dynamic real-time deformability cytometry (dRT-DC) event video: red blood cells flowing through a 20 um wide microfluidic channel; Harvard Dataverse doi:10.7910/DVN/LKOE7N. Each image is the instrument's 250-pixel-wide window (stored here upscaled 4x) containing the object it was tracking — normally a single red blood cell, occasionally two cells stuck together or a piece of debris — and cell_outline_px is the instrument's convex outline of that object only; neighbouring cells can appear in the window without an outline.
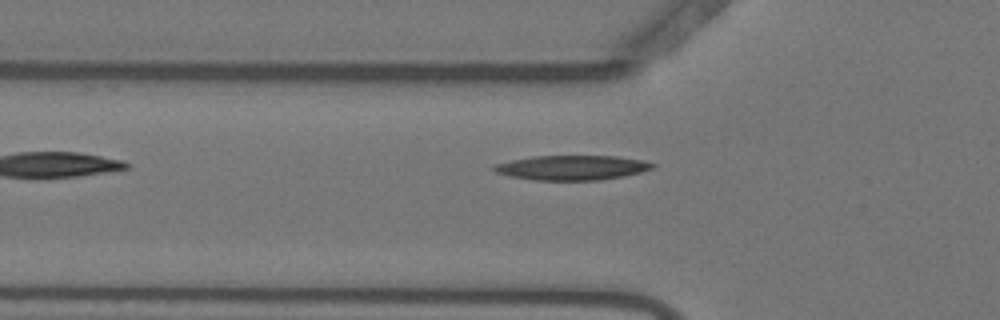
{"species": "Egyptian fruit bat (a non-hibernating species)", "species_latin": "Rousettus aegyptiacus", "temperature_condition": "warm", "stored_images_in_passage": 33, "camera_frame_rate_fps": 3000, "um_per_image_px": 0.085, "animal": {"sex": "female"}, "frame": {"image": 1, "passage_image": 2, "time_ms": 0.333, "image_size_px": [1000, 320], "cell_outline_px": [[656, 164], [652, 168], [640, 172], [600, 180], [532, 180], [508, 176], [496, 172], [492, 168], [496, 164], [512, 160], [532, 156], [616, 156], [644, 160]], "centroid_in_image_um": [48.6, 14.25], "position_along_channel_um": 77.2, "area_um2": 22.66}}
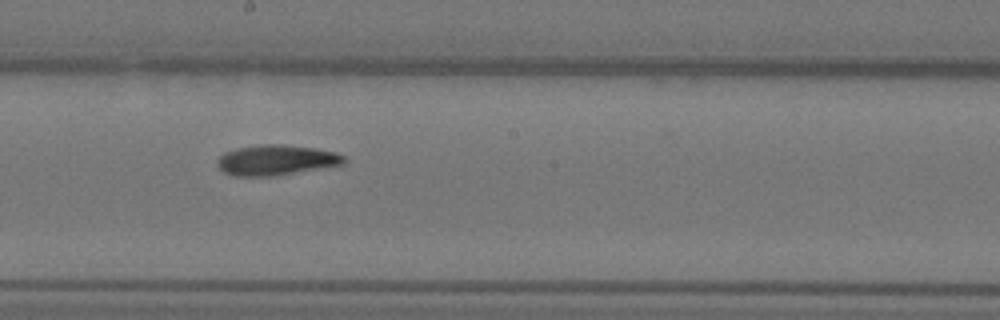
{"frame": {"image": 2, "passage_image": 14, "time_ms": 4.333, "image_size_px": [1000, 320], "cell_outline_px": [[348, 160], [344, 164], [276, 176], [236, 176], [224, 172], [216, 164], [216, 160], [224, 152], [236, 148], [260, 144], [284, 144], [316, 148], [336, 152], [344, 156]], "centroid_in_image_um": [23.49, 13.6], "position_along_channel_um": 224.7, "area_um2": 22.66}}
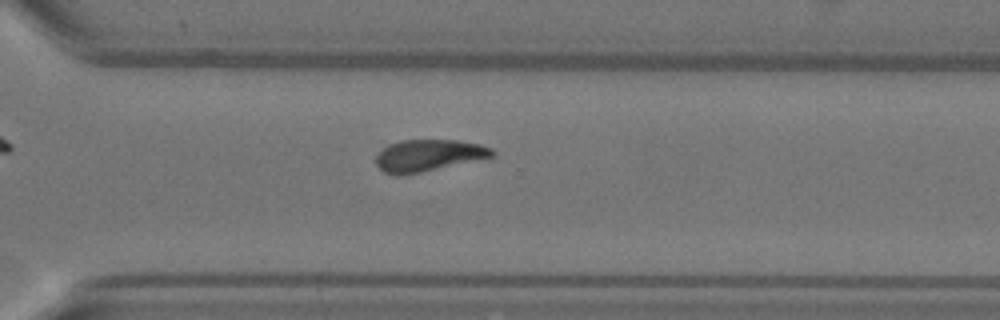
{"frame": {"image": 3, "passage_image": 23, "time_ms": 7.333, "image_size_px": [1000, 320], "cell_outline_px": [[492, 156], [420, 172], [396, 176], [384, 172], [376, 164], [376, 156], [384, 148], [400, 140], [456, 140], [480, 144], [492, 148]], "centroid_in_image_um": [36.37, 13.2], "position_along_channel_um": 334.2, "area_um2": 20.92}, "authors_computed_cell_mechanics": {"area_um2": 21.7906, "velocity_mm_per_s": 3.6704, "shape_relaxation_time_tau1_ms": 6.8941, "shape_relaxation_time_tau2_ms": null, "deformation_change_tau1": 0.2192, "deformation_change_tau2": null}}